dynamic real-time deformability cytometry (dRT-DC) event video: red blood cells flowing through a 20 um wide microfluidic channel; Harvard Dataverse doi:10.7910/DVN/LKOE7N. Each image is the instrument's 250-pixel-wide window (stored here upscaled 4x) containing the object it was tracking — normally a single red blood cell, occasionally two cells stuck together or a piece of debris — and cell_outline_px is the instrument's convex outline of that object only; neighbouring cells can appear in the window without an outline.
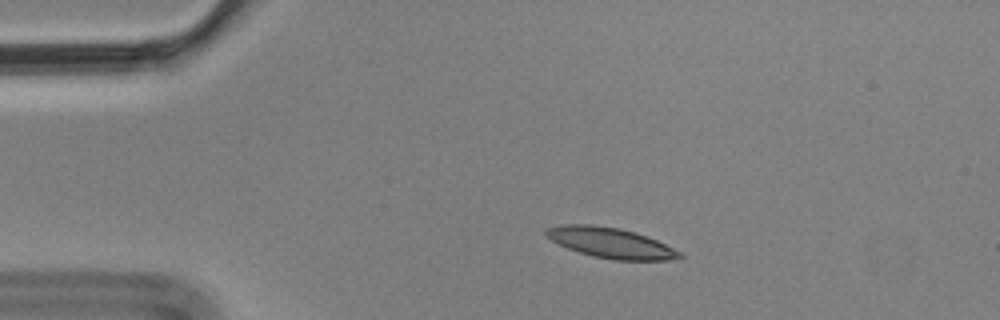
{"species": "Egyptian fruit bat (a non-hibernating species)", "species_latin": "Rousettus aegyptiacus", "temperature_condition": "cold", "stored_images_in_passage": 3, "camera_frame_rate_fps": 3000, "um_per_image_px": 0.085, "animal": {"sex": "male"}, "frame": {"image": 1, "passage_image": 2, "time_ms": 0.333, "image_size_px": [1000, 320], "cell_outline_px": [[684, 256], [668, 260], [612, 260], [592, 256], [568, 248], [552, 240], [544, 232], [548, 228], [564, 224], [592, 224], [620, 228], [636, 232], [648, 236], [680, 252]], "centroid_in_image_um": [51.92, 20.63], "position_along_channel_um": 33.1, "area_um2": 23.41}}